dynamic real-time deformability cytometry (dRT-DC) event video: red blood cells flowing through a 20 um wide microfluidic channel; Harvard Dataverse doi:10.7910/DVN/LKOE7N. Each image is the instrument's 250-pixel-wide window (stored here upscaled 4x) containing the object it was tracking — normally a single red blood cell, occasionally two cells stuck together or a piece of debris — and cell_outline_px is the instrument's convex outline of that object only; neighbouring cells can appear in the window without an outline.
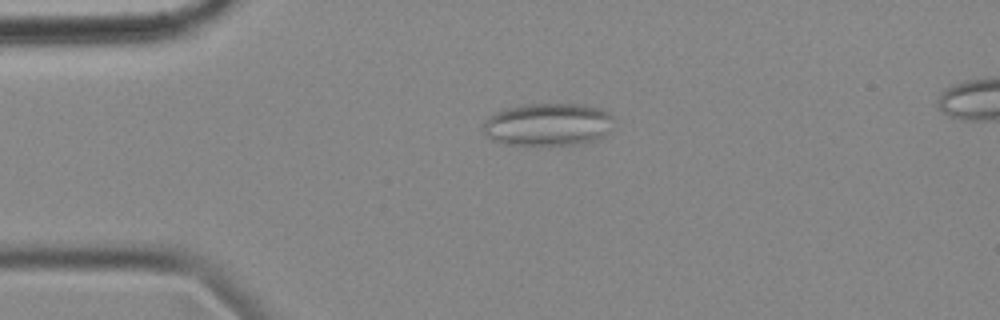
{"species": "common noctule bat (a hibernating species)", "species_latin": "Nyctalus noctula", "temperature_condition": "cold", "stored_images_in_passage": 44, "camera_frame_rate_fps": 3000, "um_per_image_px": 0.085, "animal": {"sex": "female", "body_mass_g": 18.4}, "frame": {"image": 1, "passage_image": 1, "time_ms": 0.0, "image_size_px": [1000, 320], "cell_outline_px": [[612, 116], [604, 136], [596, 140], [572, 144], [504, 144], [492, 140], [484, 132], [484, 120], [488, 116], [504, 108], [520, 104], [584, 104], [600, 108], [608, 112]], "centroid_in_image_um": [46.52, 10.55], "position_along_channel_um": 38.5, "area_um2": 32.19}}
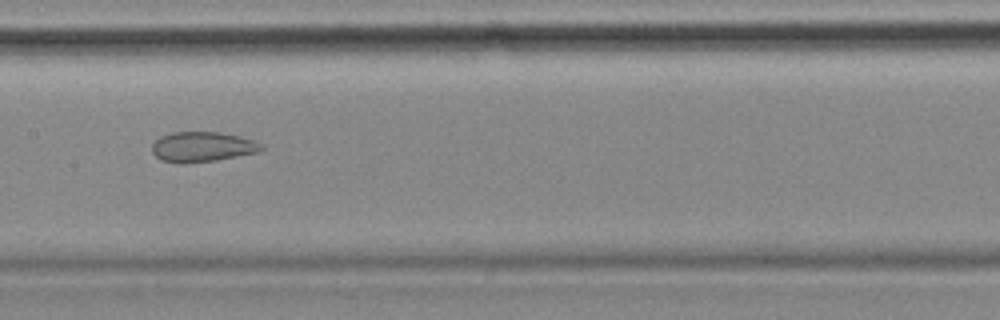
{"frame": {"image": 2, "passage_image": 16, "time_ms": 5.0, "image_size_px": [1000, 320], "cell_outline_px": [[264, 148], [256, 152], [216, 160], [184, 164], [180, 164], [160, 160], [152, 152], [152, 144], [160, 136], [172, 132], [220, 132], [240, 136], [252, 140], [260, 144]], "centroid_in_image_um": [17.14, 12.48], "position_along_channel_um": 190.3, "area_um2": 19.13}}
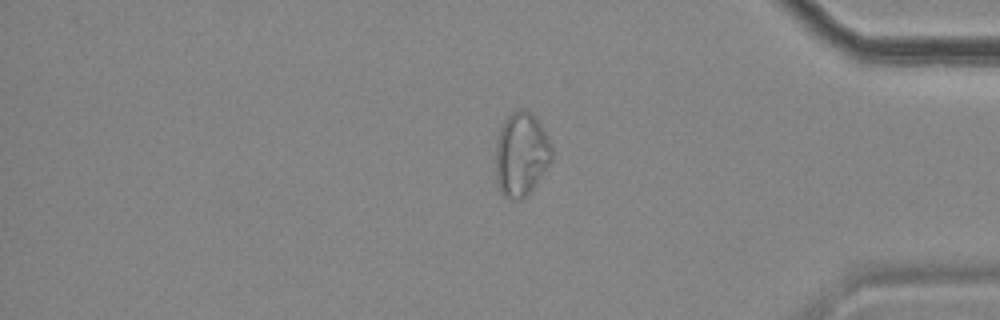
{"frame": {"image": 3, "passage_image": 35, "time_ms": 11.333, "image_size_px": [1000, 320], "cell_outline_px": [[552, 160], [536, 184], [520, 200], [512, 200], [504, 196], [500, 192], [496, 184], [496, 144], [500, 128], [504, 120], [512, 112], [520, 108], [528, 108], [536, 116], [548, 136], [552, 148]], "centroid_in_image_um": [44.3, 13.08], "position_along_channel_um": 390.9, "area_um2": 27.8}, "authors_computed_cell_mechanics": {"area_um2": 24.0737, "velocity_mm_per_s": 3.5566, "shape_relaxation_time_tau1_ms": null, "shape_relaxation_time_tau2_ms": 2.0713, "deformation_change_tau1": null, "deformation_change_tau2": 0.0788}}